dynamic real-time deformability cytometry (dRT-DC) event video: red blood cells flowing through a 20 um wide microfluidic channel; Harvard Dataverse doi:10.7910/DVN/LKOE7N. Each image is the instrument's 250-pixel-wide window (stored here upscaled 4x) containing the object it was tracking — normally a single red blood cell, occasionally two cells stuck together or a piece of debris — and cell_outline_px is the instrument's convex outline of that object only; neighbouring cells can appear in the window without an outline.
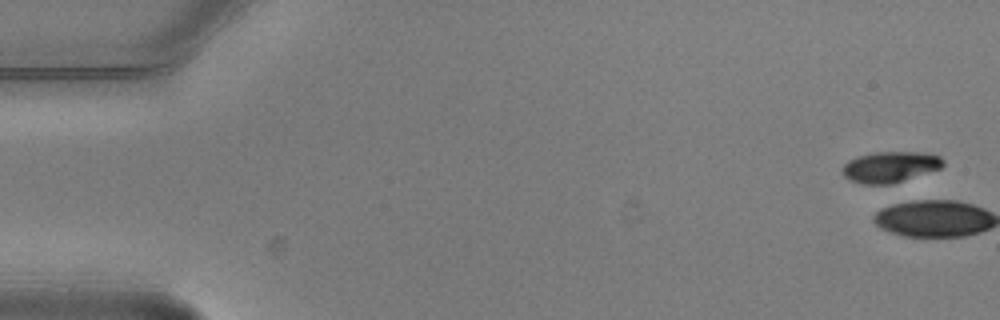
{"species": "common noctule bat (a hibernating species)", "species_latin": "Nyctalus noctula", "temperature_condition": "warm", "stored_images_in_passage": 4, "camera_frame_rate_fps": 3000, "um_per_image_px": 0.085, "animal": {"sex": "male", "body_mass_g": 20.5, "forearm_length_mm": 52.5}, "frame": {"image": 1, "passage_image": 1, "time_ms": 0.0, "image_size_px": [1000, 320], "cell_outline_px": [[944, 164], [940, 168], [892, 184], [864, 184], [848, 180], [840, 172], [840, 168], [848, 160], [856, 156], [876, 152], [924, 152], [940, 156], [944, 160]], "centroid_in_image_um": [75.61, 14.18], "position_along_channel_um": 9.4, "area_um2": 18.32}}